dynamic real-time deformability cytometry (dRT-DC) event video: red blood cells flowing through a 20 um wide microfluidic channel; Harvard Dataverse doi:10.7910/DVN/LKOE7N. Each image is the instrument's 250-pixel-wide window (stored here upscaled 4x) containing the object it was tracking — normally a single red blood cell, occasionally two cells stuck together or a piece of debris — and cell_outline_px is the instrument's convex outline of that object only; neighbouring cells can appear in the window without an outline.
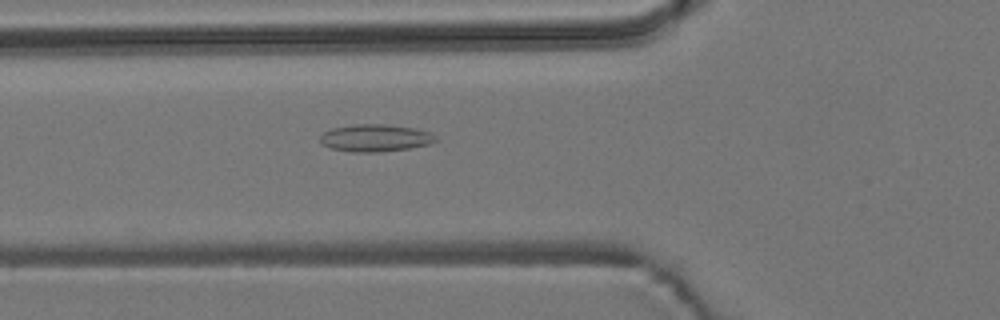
{"species": "common noctule bat (a hibernating species)", "species_latin": "Nyctalus noctula", "temperature_condition": "room temperature", "stored_images_in_passage": 45, "camera_frame_rate_fps": 3000, "um_per_image_px": 0.085, "animal": {"sex": "male", "body_mass_g": 19.2, "forearm_length_mm": 51.8}, "frame": {"image": 1, "passage_image": 10, "time_ms": 3.0, "image_size_px": [1000, 320], "cell_outline_px": [[436, 140], [432, 144], [408, 148], [376, 152], [352, 152], [328, 148], [320, 144], [320, 136], [324, 132], [332, 128], [352, 124], [384, 124], [416, 128], [428, 132], [436, 136]], "centroid_in_image_um": [31.86, 11.72], "position_along_channel_um": 93.9, "area_um2": 18.5}}
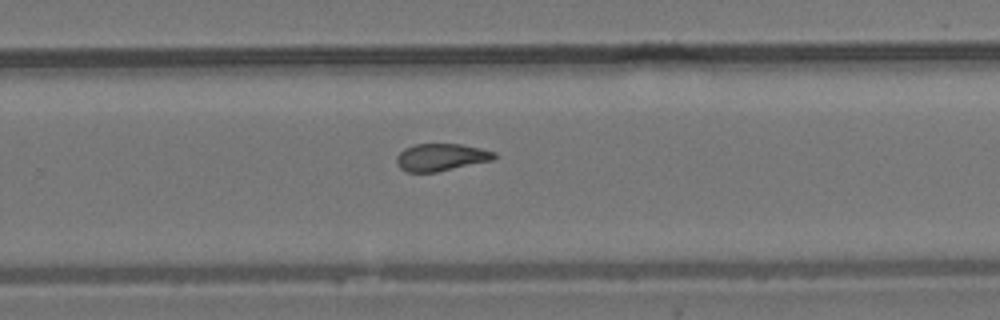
{"frame": {"image": 2, "passage_image": 26, "time_ms": 8.333, "image_size_px": [1000, 320], "cell_outline_px": [[496, 160], [436, 172], [408, 172], [400, 168], [396, 164], [396, 156], [404, 148], [416, 144], [460, 144], [480, 148], [496, 152]], "centroid_in_image_um": [37.51, 13.37], "position_along_channel_um": 292.3, "area_um2": 15.72}}
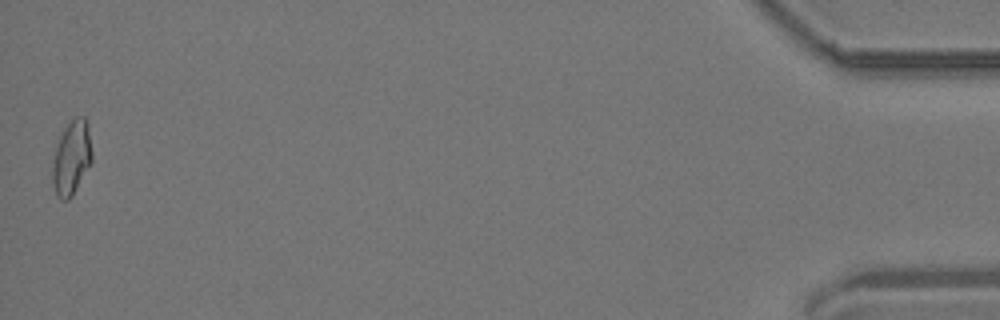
{"frame": {"image": 3, "passage_image": 45, "time_ms": 14.667, "image_size_px": [1000, 320], "cell_outline_px": [[92, 160], [72, 196], [68, 200], [60, 200], [56, 196], [52, 180], [52, 164], [56, 144], [64, 128], [76, 116], [84, 116], [88, 124], [92, 152]], "centroid_in_image_um": [6.07, 13.41], "position_along_channel_um": 429.1, "area_um2": 17.11}, "authors_computed_cell_mechanics": {"area_um2": 16.2418, "velocity_mm_per_s": 3.7242, "shape_relaxation_time_tau1_ms": null, "shape_relaxation_time_tau2_ms": 2.806, "deformation_change_tau1": null, "deformation_change_tau2": 0.0961}}